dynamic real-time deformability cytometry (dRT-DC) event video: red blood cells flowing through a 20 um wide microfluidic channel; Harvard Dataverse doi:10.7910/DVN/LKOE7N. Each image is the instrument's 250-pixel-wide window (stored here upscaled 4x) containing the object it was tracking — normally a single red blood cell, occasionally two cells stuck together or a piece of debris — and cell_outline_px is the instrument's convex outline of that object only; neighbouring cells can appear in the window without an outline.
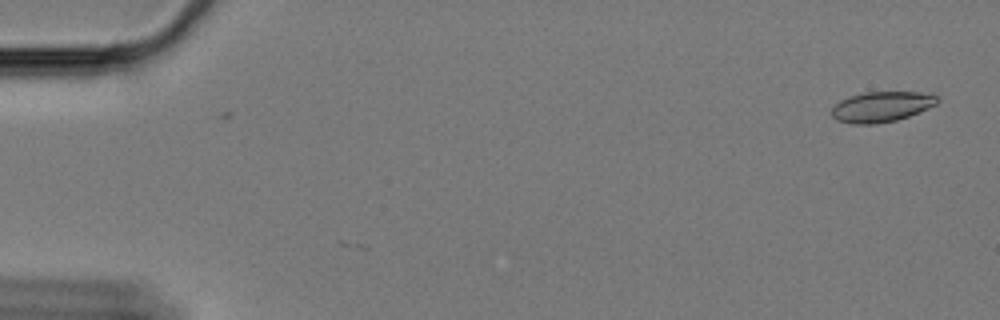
{"species": "Egyptian fruit bat (a non-hibernating species)", "species_latin": "Rousettus aegyptiacus", "temperature_condition": "cold", "stored_images_in_passage": 3, "camera_frame_rate_fps": 3000, "um_per_image_px": 0.085, "animal": {"sex": "female"}, "frame": {"image": 1, "passage_image": 3, "time_ms": 0.667, "image_size_px": [1000, 320], "cell_outline_px": [[940, 100], [936, 104], [928, 108], [908, 116], [896, 120], [876, 124], [852, 124], [836, 120], [832, 116], [832, 108], [840, 100], [848, 96], [864, 92], [932, 92], [940, 96]], "centroid_in_image_um": [74.96, 9.06], "position_along_channel_um": 10.0, "area_um2": 18.96}}